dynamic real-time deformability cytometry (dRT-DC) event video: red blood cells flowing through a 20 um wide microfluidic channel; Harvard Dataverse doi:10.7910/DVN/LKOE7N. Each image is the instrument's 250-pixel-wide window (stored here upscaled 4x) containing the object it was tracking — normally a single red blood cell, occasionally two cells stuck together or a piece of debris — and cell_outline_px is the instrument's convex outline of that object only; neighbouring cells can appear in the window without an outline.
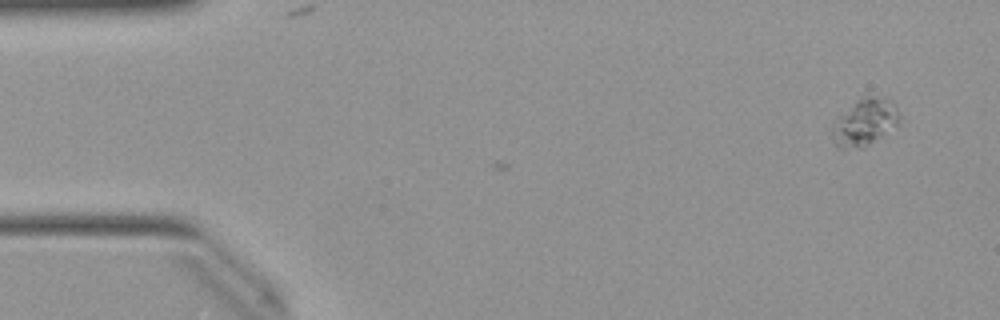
{"species": "Egyptian fruit bat (a non-hibernating species)", "species_latin": "Rousettus aegyptiacus", "temperature_condition": "warm", "stored_images_in_passage": 5, "camera_frame_rate_fps": 3000, "um_per_image_px": 0.085, "animal": {"sex": "female"}, "frame": {"image": 1, "passage_image": 1, "time_ms": 0.0, "image_size_px": [1000, 320], "cell_outline_px": [[900, 124], [864, 148], [836, 148], [832, 136], [832, 128], [836, 120], [860, 96], [876, 96], [892, 100], [896, 104], [900, 112]], "centroid_in_image_um": [73.55, 10.39], "position_along_channel_um": 11.4, "area_um2": 18.61}}